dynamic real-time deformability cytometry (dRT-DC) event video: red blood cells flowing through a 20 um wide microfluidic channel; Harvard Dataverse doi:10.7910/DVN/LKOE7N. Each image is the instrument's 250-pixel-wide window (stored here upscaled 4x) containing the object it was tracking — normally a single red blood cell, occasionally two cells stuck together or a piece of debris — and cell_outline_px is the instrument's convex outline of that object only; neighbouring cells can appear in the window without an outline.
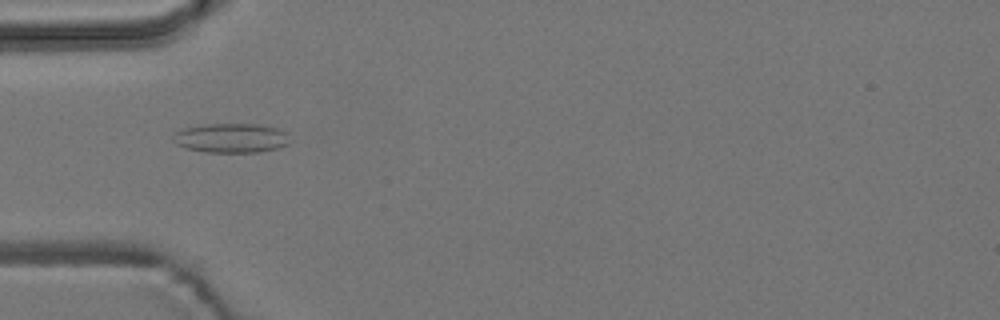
{"species": "common noctule bat (a hibernating species)", "species_latin": "Nyctalus noctula", "temperature_condition": "room temperature", "stored_images_in_passage": 34, "camera_frame_rate_fps": 3000, "um_per_image_px": 0.085, "animal": {"sex": "male", "body_mass_g": 19.2, "forearm_length_mm": 51.8}, "frame": {"image": 1, "passage_image": 5, "time_ms": 1.333, "image_size_px": [1000, 320], "cell_outline_px": [[288, 144], [280, 148], [260, 152], [204, 152], [184, 148], [176, 144], [172, 140], [172, 136], [176, 132], [184, 128], [204, 124], [260, 124], [280, 128], [288, 132]], "centroid_in_image_um": [19.66, 11.73], "position_along_channel_um": 65.3, "area_um2": 20.35}}
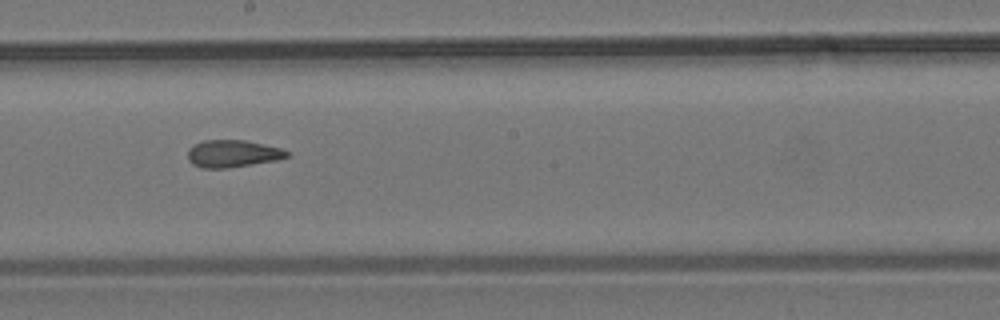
{"frame": {"image": 2, "passage_image": 18, "time_ms": 5.667, "image_size_px": [1000, 320], "cell_outline_px": [[292, 152], [288, 156], [276, 160], [228, 168], [200, 168], [192, 164], [188, 160], [188, 148], [192, 144], [204, 140], [244, 140], [280, 148]], "centroid_in_image_um": [19.74, 13.06], "position_along_channel_um": 228.5, "area_um2": 15.84}}
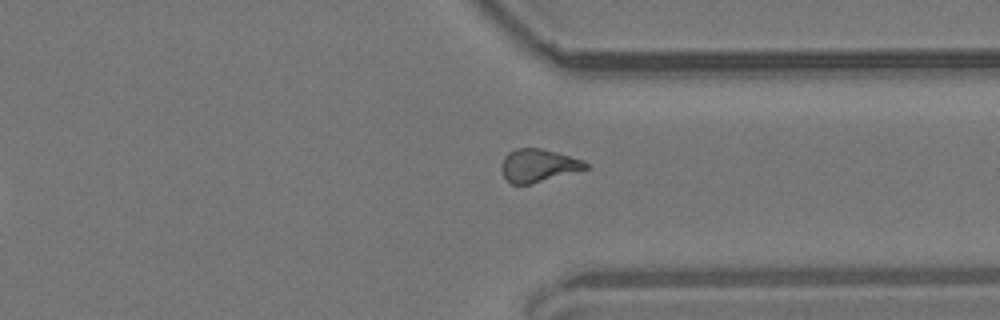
{"frame": {"image": 3, "passage_image": 29, "time_ms": 9.333, "image_size_px": [1000, 320], "cell_outline_px": [[592, 168], [528, 184], [512, 184], [504, 176], [500, 168], [504, 156], [508, 152], [516, 148], [540, 148], [556, 152], [584, 160]], "centroid_in_image_um": [45.78, 14.05], "position_along_channel_um": 365.6, "area_um2": 16.18}, "authors_computed_cell_mechanics": {"area_um2": 16.1262, "velocity_mm_per_s": 3.7545, "shape_relaxation_time_tau1_ms": null, "shape_relaxation_time_tau2_ms": 2.3685, "deformation_change_tau1": null, "deformation_change_tau2": 0.1123}}